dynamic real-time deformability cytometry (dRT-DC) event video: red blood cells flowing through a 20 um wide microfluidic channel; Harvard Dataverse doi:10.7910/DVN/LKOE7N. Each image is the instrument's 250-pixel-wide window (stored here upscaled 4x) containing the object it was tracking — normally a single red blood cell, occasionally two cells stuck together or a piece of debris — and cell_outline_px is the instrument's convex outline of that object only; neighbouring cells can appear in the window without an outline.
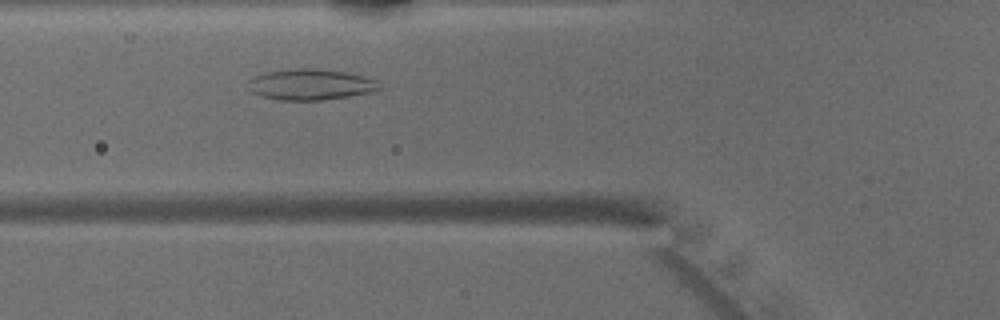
{"species": "common noctule bat (a hibernating species)", "species_latin": "Nyctalus noctula", "temperature_condition": "warm", "stored_images_in_passage": 30, "camera_frame_rate_fps": 3000, "um_per_image_px": 0.085, "animal": {"sex": "male", "body_mass_g": 15.6}, "frame": {"image": 1, "passage_image": 4, "time_ms": 1.0, "image_size_px": [1000, 320], "cell_outline_px": [[380, 88], [368, 92], [348, 96], [320, 100], [276, 100], [260, 96], [252, 92], [248, 80], [252, 76], [264, 72], [296, 68], [312, 68], [344, 72], [364, 76], [376, 80]], "centroid_in_image_um": [26.32, 7.18], "position_along_channel_um": 99.5, "area_um2": 23.47}}
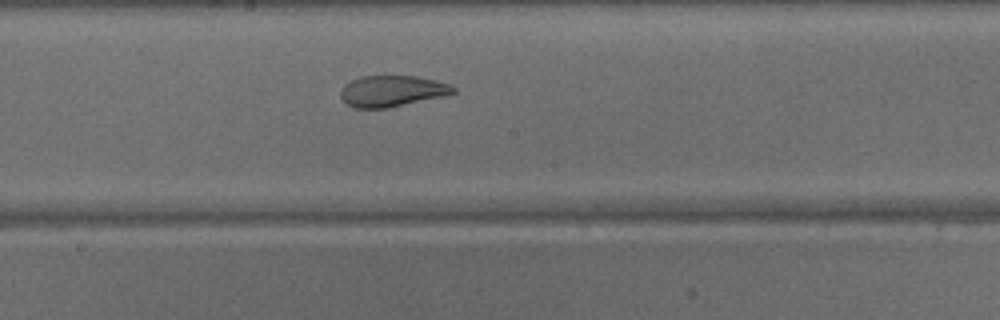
{"frame": {"image": 2, "passage_image": 12, "time_ms": 3.667, "image_size_px": [1000, 320], "cell_outline_px": [[456, 92], [444, 96], [388, 108], [356, 108], [348, 104], [340, 96], [340, 92], [344, 84], [360, 76], [416, 76], [448, 84], [456, 88]], "centroid_in_image_um": [33.31, 7.74], "position_along_channel_um": 214.9, "area_um2": 20.29}}
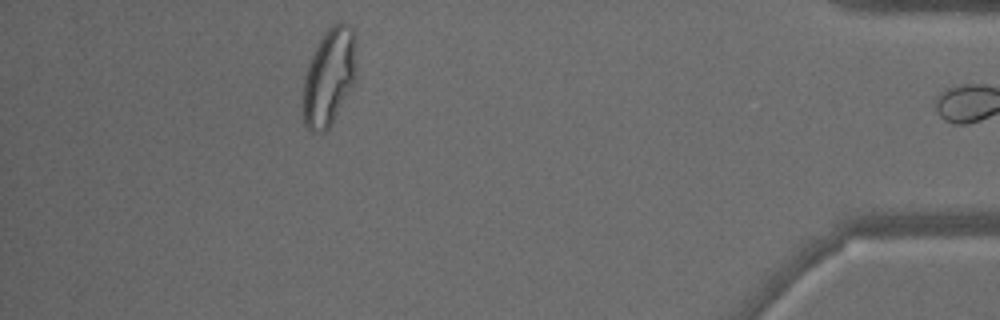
{"frame": {"image": 3, "passage_image": 29, "time_ms": 9.333, "image_size_px": [1000, 320], "cell_outline_px": [[356, 84], [328, 128], [324, 132], [308, 132], [304, 124], [304, 76], [308, 64], [316, 44], [324, 32], [336, 20], [352, 28], [356, 32]], "centroid_in_image_um": [28.02, 6.5], "position_along_channel_um": 407.2, "area_um2": 30.92}}